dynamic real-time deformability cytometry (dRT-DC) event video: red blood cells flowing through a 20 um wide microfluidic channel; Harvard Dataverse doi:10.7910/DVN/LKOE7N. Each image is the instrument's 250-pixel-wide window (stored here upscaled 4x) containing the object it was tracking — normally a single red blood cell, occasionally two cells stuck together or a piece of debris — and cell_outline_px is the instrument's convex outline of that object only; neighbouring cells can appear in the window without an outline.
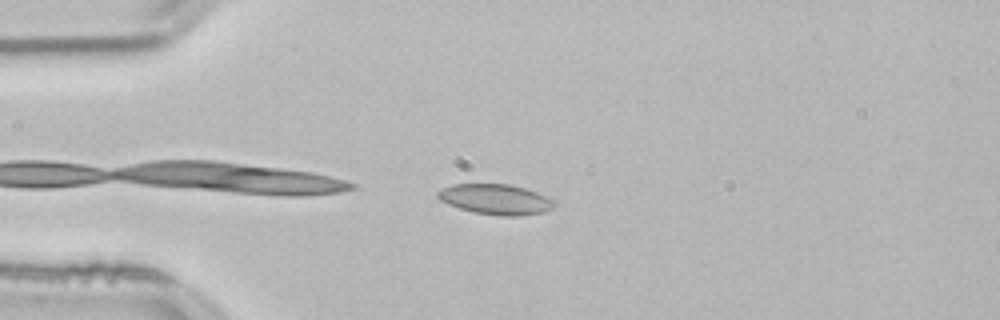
{"species": "common noctule bat (a hibernating species)", "species_latin": "Nyctalus noctula", "temperature_condition": "room temperature", "stored_images_in_passage": 8, "camera_frame_rate_fps": 3000, "um_per_image_px": 0.085, "animal": {"sex": "male", "body_mass_g": 21.5, "forearm_length_mm": 52.0}, "frame": {"image": 1, "passage_image": 1, "time_ms": 0.0, "image_size_px": [1000, 320], "cell_outline_px": [[556, 204], [552, 208], [544, 212], [520, 216], [504, 216], [472, 212], [448, 204], [440, 200], [436, 196], [436, 192], [440, 188], [452, 184], [508, 184], [524, 188], [536, 192], [556, 200]], "centroid_in_image_um": [42.12, 16.94], "position_along_channel_um": 42.9, "area_um2": 20.75}}